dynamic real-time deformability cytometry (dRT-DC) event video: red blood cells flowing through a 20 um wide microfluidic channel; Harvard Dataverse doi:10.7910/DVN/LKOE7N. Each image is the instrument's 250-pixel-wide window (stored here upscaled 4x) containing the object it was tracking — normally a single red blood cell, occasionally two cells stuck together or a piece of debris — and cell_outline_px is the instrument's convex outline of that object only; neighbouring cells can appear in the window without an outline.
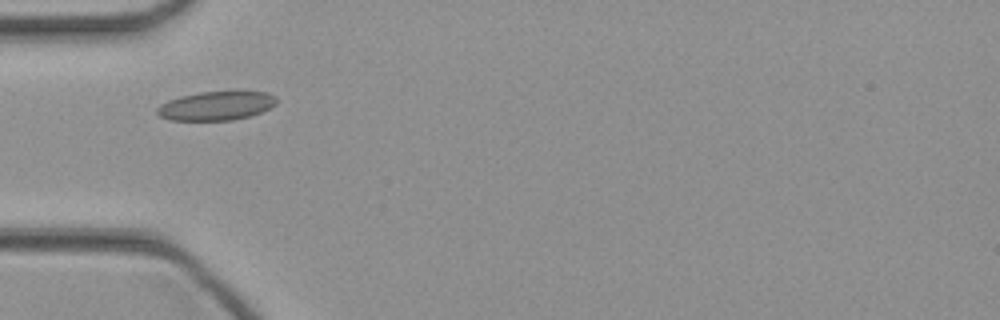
{"species": "common noctule bat (a hibernating species)", "species_latin": "Nyctalus noctula", "temperature_condition": "cold", "stored_images_in_passage": 32, "camera_frame_rate_fps": 3000, "um_per_image_px": 0.085, "animal": {"sex": "female", "body_mass_g": 21.9}, "frame": {"image": 1, "passage_image": 1, "time_ms": 0.0, "image_size_px": [1000, 320], "cell_outline_px": [[280, 100], [276, 104], [252, 116], [232, 120], [168, 120], [160, 116], [156, 112], [156, 108], [160, 104], [168, 100], [180, 96], [200, 92], [268, 92], [276, 96]], "centroid_in_image_um": [18.38, 9.0], "position_along_channel_um": 66.6, "area_um2": 20.17}}
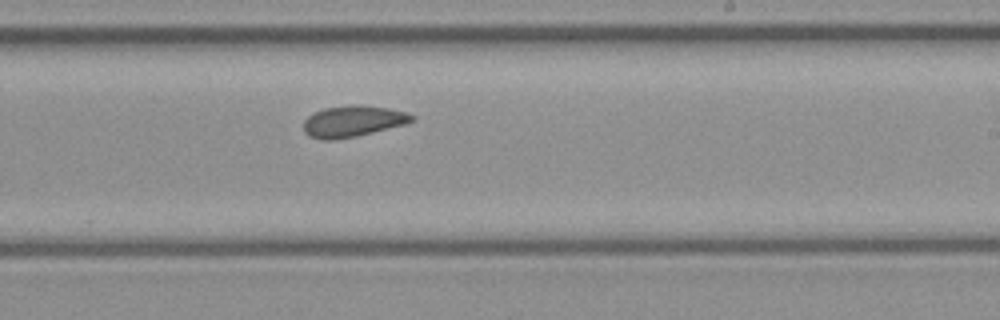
{"frame": {"image": 2, "passage_image": 14, "time_ms": 4.333, "image_size_px": [1000, 320], "cell_outline_px": [[416, 120], [408, 124], [356, 136], [336, 140], [320, 140], [308, 136], [304, 132], [304, 120], [308, 116], [324, 108], [356, 104], [360, 104], [388, 108], [408, 112], [416, 116]], "centroid_in_image_um": [30.04, 10.31], "position_along_channel_um": 259.0, "area_um2": 20.06}}
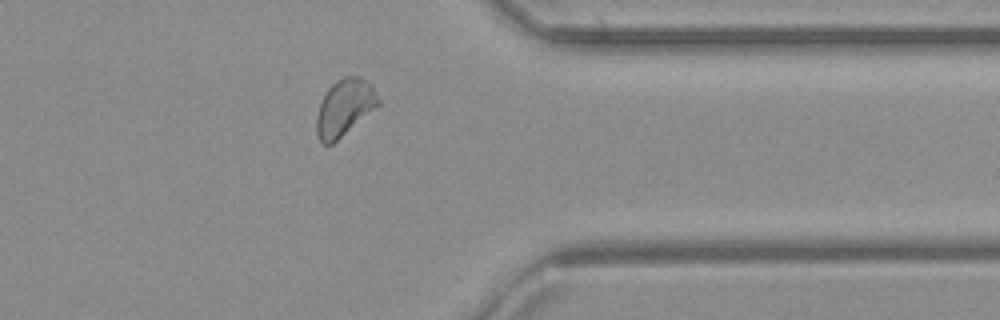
{"frame": {"image": 3, "passage_image": 23, "time_ms": 7.333, "image_size_px": [1000, 320], "cell_outline_px": [[380, 104], [332, 144], [324, 144], [320, 140], [316, 132], [316, 116], [320, 100], [328, 88], [336, 80], [344, 76], [360, 76], [372, 84], [380, 100]], "centroid_in_image_um": [29.27, 9.11], "position_along_channel_um": 382.1, "area_um2": 20.4}}